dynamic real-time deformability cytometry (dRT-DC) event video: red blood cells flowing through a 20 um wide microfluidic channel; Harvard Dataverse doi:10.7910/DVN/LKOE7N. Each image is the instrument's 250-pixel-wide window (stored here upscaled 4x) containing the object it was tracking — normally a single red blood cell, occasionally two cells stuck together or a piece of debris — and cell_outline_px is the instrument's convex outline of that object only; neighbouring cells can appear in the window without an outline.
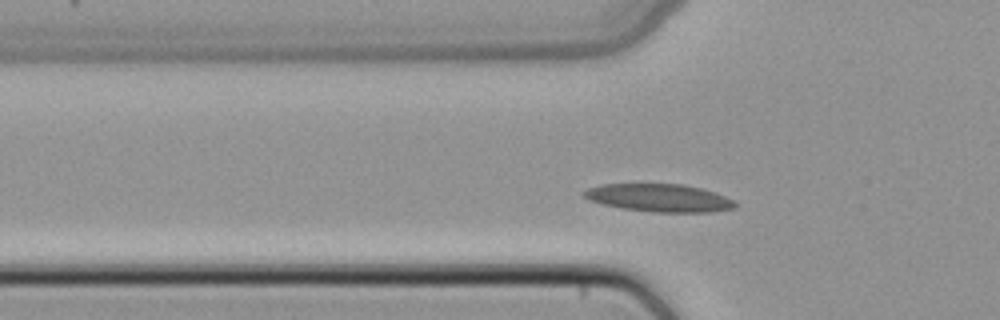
{"species": "common noctule bat (a hibernating species)", "species_latin": "Nyctalus noctula", "temperature_condition": "cold", "stored_images_in_passage": 36, "camera_frame_rate_fps": 3000, "um_per_image_px": 0.085, "animal": {"sex": "female", "body_mass_g": 22.7, "forearm_length_mm": 54.2}, "frame": {"image": 1, "passage_image": 2, "time_ms": 0.333, "image_size_px": [1000, 320], "cell_outline_px": [[736, 208], [712, 212], [652, 212], [620, 208], [588, 200], [580, 192], [588, 188], [604, 184], [684, 184], [700, 188], [736, 200]], "centroid_in_image_um": [56.03, 16.82], "position_along_channel_um": 69.8, "area_um2": 24.57}}
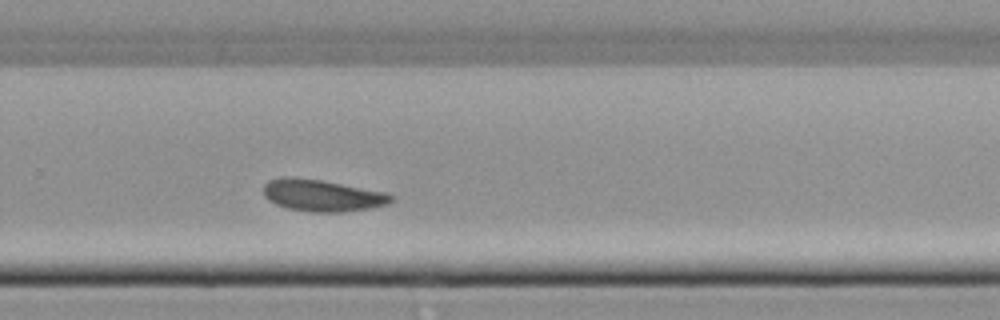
{"frame": {"image": 2, "passage_image": 19, "time_ms": 6.0, "image_size_px": [1000, 320], "cell_outline_px": [[392, 200], [388, 204], [368, 208], [340, 212], [308, 212], [288, 208], [276, 204], [268, 200], [264, 196], [264, 184], [268, 180], [284, 176], [292, 176], [320, 180], [384, 192], [392, 196]], "centroid_in_image_um": [27.32, 16.61], "position_along_channel_um": 302.5, "area_um2": 23.47}}
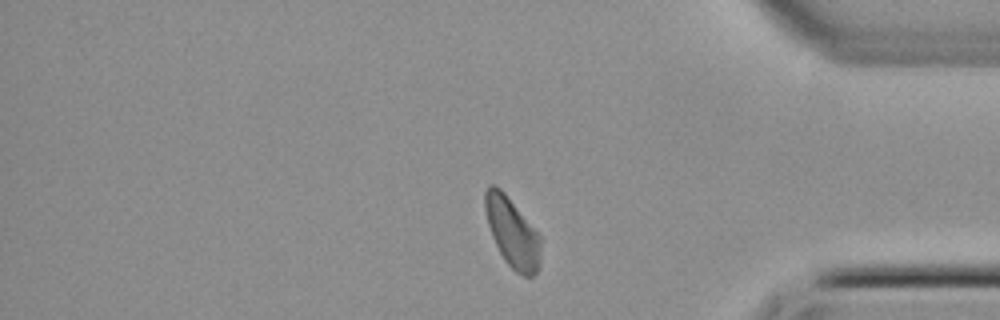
{"frame": {"image": 3, "passage_image": 27, "time_ms": 8.667, "image_size_px": [1000, 320], "cell_outline_px": [[540, 268], [532, 276], [524, 276], [516, 272], [504, 260], [492, 236], [488, 224], [484, 208], [484, 192], [488, 184], [492, 184], [500, 188], [504, 192], [540, 236]], "centroid_in_image_um": [43.52, 19.76], "position_along_channel_um": 391.7, "area_um2": 22.31}}